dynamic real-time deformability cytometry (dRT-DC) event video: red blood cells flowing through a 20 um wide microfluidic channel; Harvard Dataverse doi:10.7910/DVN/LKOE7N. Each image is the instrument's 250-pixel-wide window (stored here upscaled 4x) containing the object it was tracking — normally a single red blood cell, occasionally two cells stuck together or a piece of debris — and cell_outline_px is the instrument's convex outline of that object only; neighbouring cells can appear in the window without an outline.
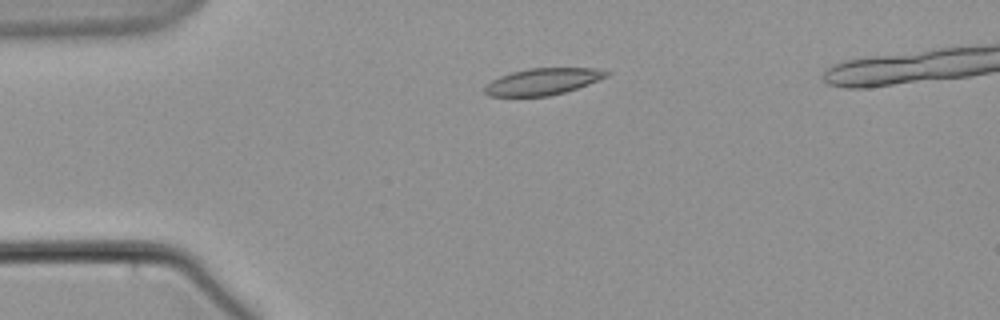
{"species": "common noctule bat (a hibernating species)", "species_latin": "Nyctalus noctula", "temperature_condition": "warm", "stored_images_in_passage": 4, "camera_frame_rate_fps": 3000, "um_per_image_px": 0.085, "animal": {"sex": "male", "body_mass_g": 21.5, "forearm_length_mm": 52.0}, "frame": {"image": 1, "passage_image": 3, "time_ms": 2.667, "image_size_px": [1000, 320], "cell_outline_px": [[612, 72], [608, 76], [588, 84], [564, 92], [548, 96], [488, 96], [484, 92], [484, 88], [492, 80], [500, 76], [512, 72], [528, 68], [596, 68]], "centroid_in_image_um": [46.15, 6.92], "position_along_channel_um": 38.9, "area_um2": 18.79}}